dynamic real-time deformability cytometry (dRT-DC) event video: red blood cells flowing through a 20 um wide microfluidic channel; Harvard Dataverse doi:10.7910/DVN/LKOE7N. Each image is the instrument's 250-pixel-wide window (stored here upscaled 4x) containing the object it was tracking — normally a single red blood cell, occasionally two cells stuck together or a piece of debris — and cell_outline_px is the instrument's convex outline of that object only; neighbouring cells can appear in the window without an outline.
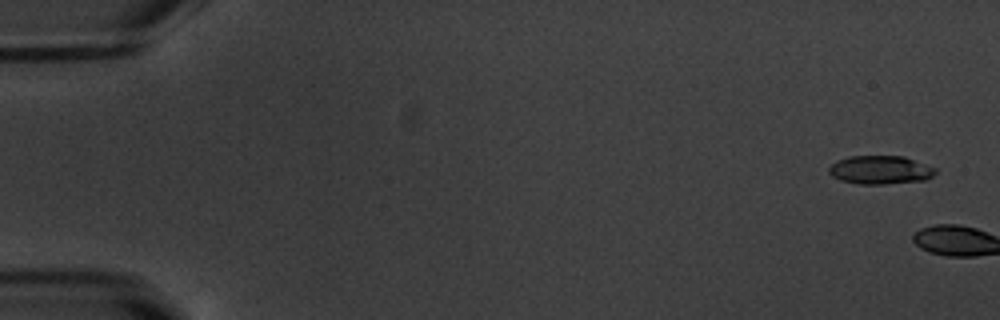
{"species": "common noctule bat (a hibernating species)", "species_latin": "Nyctalus noctula", "temperature_condition": "warm", "stored_images_in_passage": 5, "camera_frame_rate_fps": 3000, "um_per_image_px": 0.085, "animal": {"sex": "male", "body_mass_g": 20.1, "forearm_length_mm": 53.5}, "frame": {"image": 1, "passage_image": 3, "time_ms": 0.667, "image_size_px": [1000, 320], "cell_outline_px": [[936, 172], [932, 176], [924, 180], [884, 184], [860, 184], [840, 180], [832, 176], [828, 172], [828, 168], [836, 160], [848, 156], [904, 156], [936, 168]], "centroid_in_image_um": [74.8, 14.43], "position_along_channel_um": 10.2, "area_um2": 17.69}}